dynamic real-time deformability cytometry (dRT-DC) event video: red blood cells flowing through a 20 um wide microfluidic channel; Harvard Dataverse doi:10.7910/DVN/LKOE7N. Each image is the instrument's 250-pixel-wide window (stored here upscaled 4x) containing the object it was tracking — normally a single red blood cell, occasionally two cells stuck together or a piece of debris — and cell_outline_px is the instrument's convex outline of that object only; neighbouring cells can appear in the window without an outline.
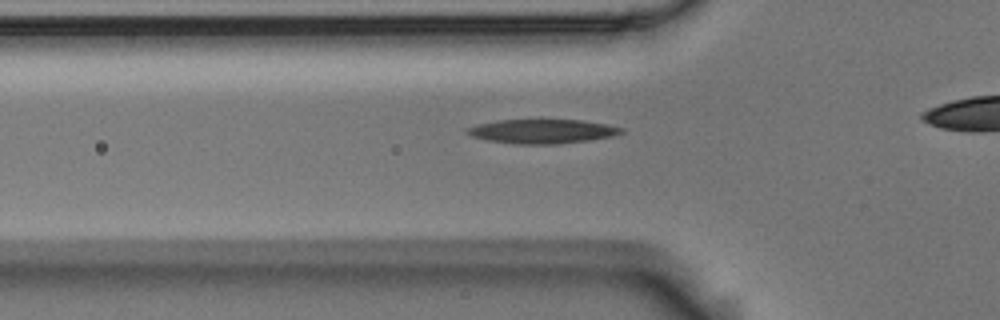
{"species": "Egyptian fruit bat (a non-hibernating species)", "species_latin": "Rousettus aegyptiacus", "temperature_condition": "room temperature", "stored_images_in_passage": 5, "segment_of_instrument_passage": [2, 2], "camera_frame_rate_fps": 3000, "um_per_image_px": 0.085, "animal": {"sex": "male"}, "frame": {"image": 1, "passage_image": 5, "time_ms": 1.333, "image_size_px": [1000, 320], "cell_outline_px": [[624, 132], [612, 136], [588, 140], [556, 144], [516, 144], [488, 140], [472, 136], [464, 132], [464, 128], [496, 120], [580, 120], [608, 124], [624, 128]], "centroid_in_image_um": [46.08, 11.16], "position_along_channel_um": 79.7, "area_um2": 21.68}}